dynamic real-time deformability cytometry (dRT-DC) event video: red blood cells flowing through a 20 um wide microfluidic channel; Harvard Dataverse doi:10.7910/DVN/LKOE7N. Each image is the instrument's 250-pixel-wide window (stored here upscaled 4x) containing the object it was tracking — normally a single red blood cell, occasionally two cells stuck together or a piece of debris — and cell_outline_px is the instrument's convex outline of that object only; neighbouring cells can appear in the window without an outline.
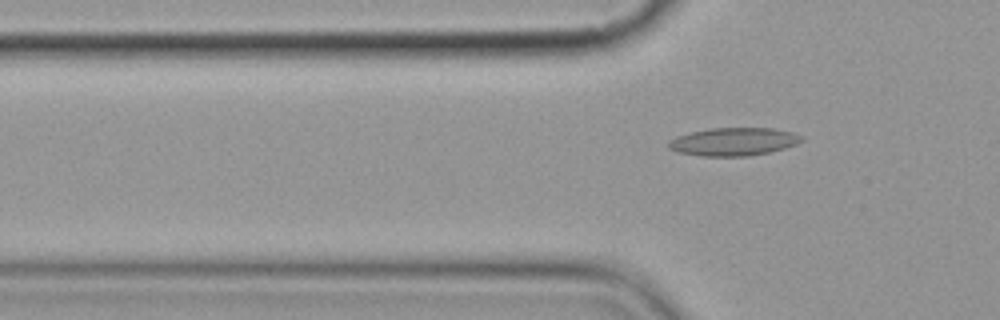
{"species": "common noctule bat (a hibernating species)", "species_latin": "Nyctalus noctula", "temperature_condition": "cold", "stored_images_in_passage": 7, "camera_frame_rate_fps": 3000, "um_per_image_px": 0.085, "animal": {"sex": "female", "body_mass_g": 19.9}, "frame": {"image": 1, "passage_image": 7, "time_ms": 7.333, "image_size_px": [1000, 320], "cell_outline_px": [[804, 140], [796, 144], [784, 148], [768, 152], [748, 156], [700, 156], [676, 152], [668, 148], [668, 140], [676, 136], [692, 132], [712, 128], [772, 128], [792, 132], [800, 136]], "centroid_in_image_um": [62.31, 12.05], "position_along_channel_um": 63.5, "area_um2": 21.68}}